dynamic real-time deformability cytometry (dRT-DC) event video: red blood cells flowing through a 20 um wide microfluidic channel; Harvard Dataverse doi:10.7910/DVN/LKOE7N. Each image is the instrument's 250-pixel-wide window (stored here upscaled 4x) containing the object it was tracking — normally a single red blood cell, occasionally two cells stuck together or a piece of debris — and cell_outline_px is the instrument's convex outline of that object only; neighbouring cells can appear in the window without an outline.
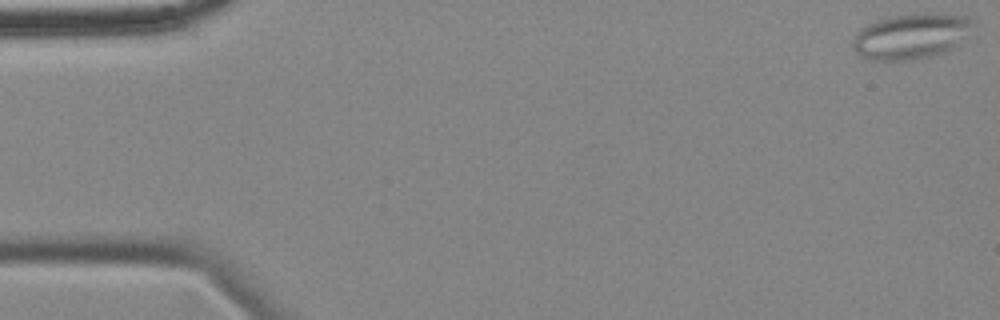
{"species": "common noctule bat (a hibernating species)", "species_latin": "Nyctalus noctula", "temperature_condition": "cold", "stored_images_in_passage": 57, "segment_of_instrument_passage": [1, 2], "camera_frame_rate_fps": 3000, "um_per_image_px": 0.085, "animal": {"sex": "female", "body_mass_g": 18.4}, "frame": {"image": 1, "passage_image": 1, "time_ms": 0.0, "image_size_px": [1000, 320], "cell_outline_px": [[976, 24], [960, 44], [944, 52], [932, 56], [912, 60], [872, 60], [860, 56], [856, 52], [852, 44], [852, 40], [860, 28], [876, 20], [888, 16], [920, 12], [932, 12], [964, 16], [972, 20]], "centroid_in_image_um": [77.46, 3.06], "position_along_channel_um": 7.5, "area_um2": 32.37}}